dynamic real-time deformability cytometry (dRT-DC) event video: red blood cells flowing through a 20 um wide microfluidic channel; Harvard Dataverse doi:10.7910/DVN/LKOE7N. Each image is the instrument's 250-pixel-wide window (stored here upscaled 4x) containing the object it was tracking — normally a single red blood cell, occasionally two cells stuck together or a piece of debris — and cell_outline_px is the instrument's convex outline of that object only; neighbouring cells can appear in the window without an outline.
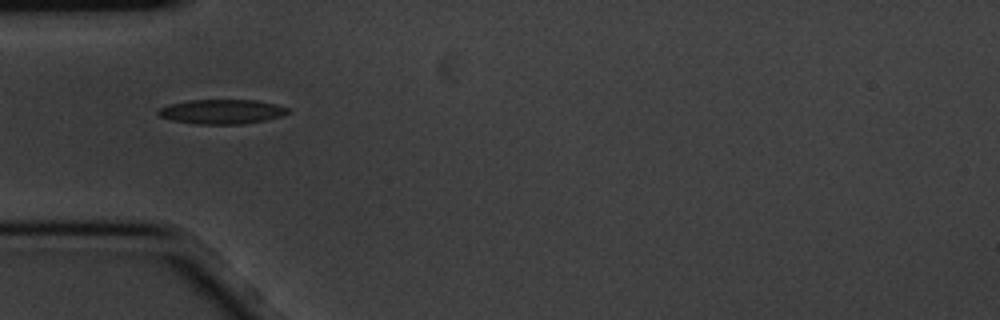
{"species": "common noctule bat (a hibernating species)", "species_latin": "Nyctalus noctula", "temperature_condition": "cold", "stored_images_in_passage": 8, "camera_frame_rate_fps": 3000, "um_per_image_px": 0.085, "animal": {"sex": "male", "body_mass_g": 20.1, "forearm_length_mm": 53.5}, "frame": {"image": 1, "passage_image": 2, "time_ms": 0.333, "image_size_px": [1000, 320], "cell_outline_px": [[288, 112], [284, 116], [268, 120], [244, 124], [196, 124], [172, 120], [160, 116], [156, 112], [160, 108], [168, 104], [188, 100], [256, 100], [276, 104], [288, 108]], "centroid_in_image_um": [18.87, 9.49], "position_along_channel_um": 66.1, "area_um2": 18.67}}
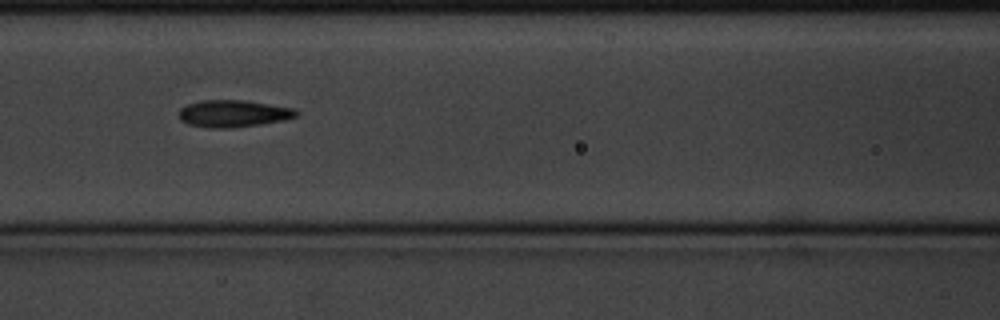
{"frame": {"image": 2, "passage_image": 4, "time_ms": 1.0, "image_size_px": [1000, 320], "cell_outline_px": [[300, 112], [296, 116], [284, 120], [260, 124], [232, 128], [208, 128], [188, 124], [180, 120], [180, 108], [188, 104], [200, 100], [244, 100], [292, 108]], "centroid_in_image_um": [19.81, 9.66], "position_along_channel_um": 146.8, "area_um2": 18.44}}
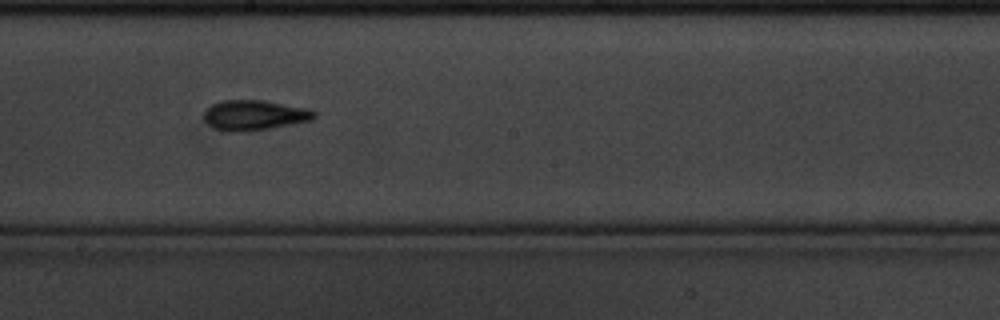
{"frame": {"image": 3, "passage_image": 6, "time_ms": 1.667, "image_size_px": [1000, 320], "cell_outline_px": [[316, 116], [312, 120], [268, 128], [240, 132], [224, 132], [212, 128], [204, 120], [204, 112], [212, 104], [220, 100], [264, 100], [308, 108], [316, 112]], "centroid_in_image_um": [21.59, 9.79], "position_along_channel_um": 226.6, "area_um2": 19.48}}